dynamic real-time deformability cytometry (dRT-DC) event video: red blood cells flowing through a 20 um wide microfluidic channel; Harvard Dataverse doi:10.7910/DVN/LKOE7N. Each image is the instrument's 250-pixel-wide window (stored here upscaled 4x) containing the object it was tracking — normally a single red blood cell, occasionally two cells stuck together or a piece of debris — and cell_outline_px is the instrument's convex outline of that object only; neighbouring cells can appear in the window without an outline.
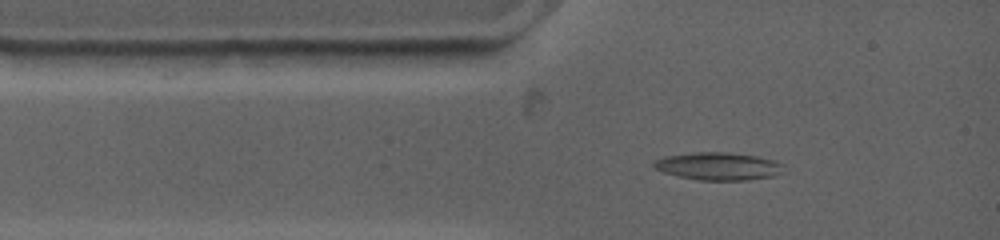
{"species": "common noctule bat (a hibernating species)", "species_latin": "Nyctalus noctula", "temperature_condition": "warm", "stored_images_in_passage": 5, "camera_frame_rate_fps": 4500, "um_per_image_px": 0.085, "animal": {"sex": "female", "body_mass_g": 19.0, "forearm_length_mm": 53.3}, "frame": {"image": 1, "passage_image": 1, "time_ms": 0.0, "image_size_px": [1000, 240], "cell_outline_px": [[780, 164], [776, 176], [748, 180], [696, 180], [676, 176], [664, 172], [656, 168], [652, 164], [656, 160], [664, 156], [696, 152], [724, 152], [756, 156], [772, 160]], "centroid_in_image_um": [60.97, 14.13], "position_along_channel_um": 24.0, "area_um2": 20.58}}
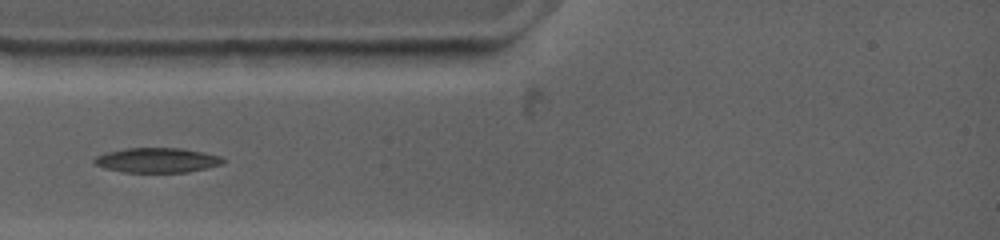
{"frame": {"image": 2, "passage_image": 4, "time_ms": 1.556, "image_size_px": [1000, 240], "cell_outline_px": [[224, 160], [220, 164], [188, 172], [124, 172], [104, 168], [96, 164], [92, 160], [96, 156], [108, 152], [128, 148], [180, 148], [220, 156]], "centroid_in_image_um": [13.3, 13.62], "position_along_channel_um": 71.7, "area_um2": 18.21}}